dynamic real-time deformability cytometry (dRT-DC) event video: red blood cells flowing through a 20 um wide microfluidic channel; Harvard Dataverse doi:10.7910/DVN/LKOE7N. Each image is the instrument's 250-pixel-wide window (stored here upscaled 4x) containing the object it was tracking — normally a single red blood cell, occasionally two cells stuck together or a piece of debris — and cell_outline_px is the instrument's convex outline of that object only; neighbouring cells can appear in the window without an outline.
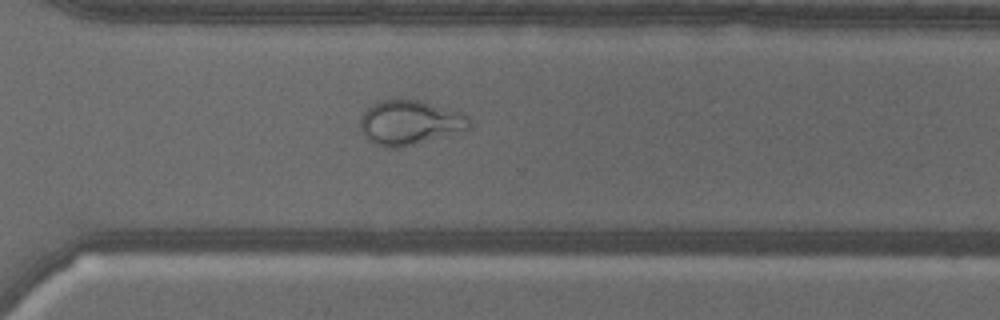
{"species": "common noctule bat (a hibernating species)", "species_latin": "Nyctalus noctula", "temperature_condition": "warm", "stored_images_in_passage": 58, "camera_frame_rate_fps": 3000, "um_per_image_px": 0.085, "animal": {"sex": "male", "body_mass_g": 18.8}, "frame": {"image": 1, "passage_image": 42, "time_ms": 13.667, "image_size_px": [1000, 320], "cell_outline_px": [[472, 128], [416, 144], [396, 148], [388, 148], [376, 144], [364, 136], [360, 128], [360, 116], [376, 100], [420, 100], [464, 112], [468, 116], [472, 124]], "centroid_in_image_um": [34.86, 10.41], "position_along_channel_um": 335.7, "area_um2": 28.55}}
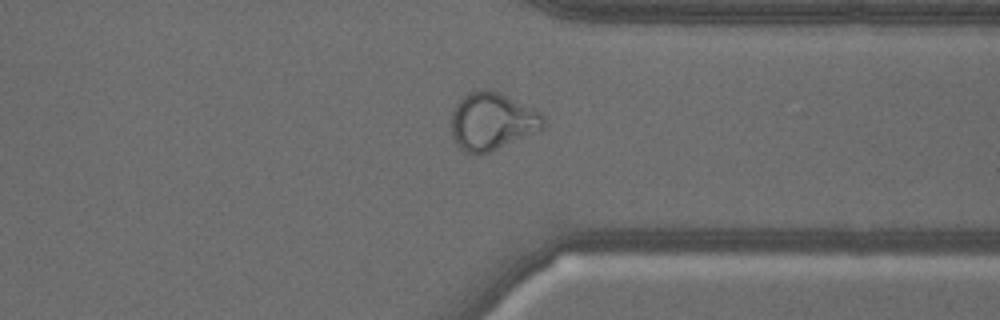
{"frame": {"image": 2, "passage_image": 45, "time_ms": 14.667, "image_size_px": [1000, 320], "cell_outline_px": [[544, 128], [488, 152], [468, 156], [456, 144], [452, 136], [452, 112], [456, 104], [468, 92], [480, 88], [500, 92], [536, 108], [544, 116]], "centroid_in_image_um": [41.82, 10.3], "position_along_channel_um": 369.6, "area_um2": 31.04}}
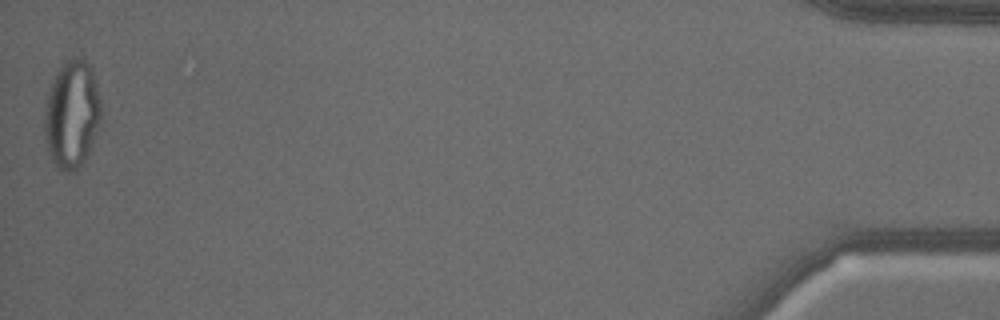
{"frame": {"image": 3, "passage_image": 58, "time_ms": 19.0, "image_size_px": [1000, 320], "cell_outline_px": [[100, 116], [96, 132], [92, 144], [84, 160], [72, 172], [64, 172], [52, 160], [48, 152], [44, 132], [44, 108], [48, 92], [56, 72], [60, 64], [72, 56], [80, 56], [92, 64], [100, 100]], "centroid_in_image_um": [6.09, 9.63], "position_along_channel_um": 429.1, "area_um2": 35.72}}